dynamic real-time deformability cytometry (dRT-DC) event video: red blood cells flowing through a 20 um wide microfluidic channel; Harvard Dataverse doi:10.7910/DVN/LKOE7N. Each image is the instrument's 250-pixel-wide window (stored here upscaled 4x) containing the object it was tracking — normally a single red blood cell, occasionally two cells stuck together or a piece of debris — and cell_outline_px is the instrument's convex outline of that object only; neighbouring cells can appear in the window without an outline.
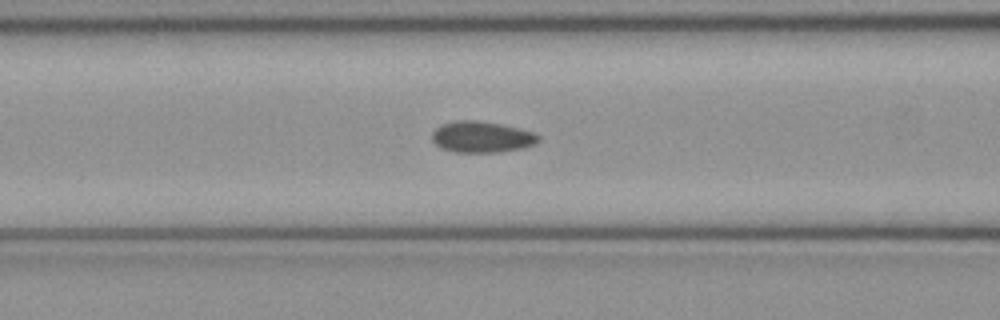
{"species": "common noctule bat (a hibernating species)", "species_latin": "Nyctalus noctula", "temperature_condition": "cold", "stored_images_in_passage": 45, "camera_frame_rate_fps": 3000, "um_per_image_px": 0.085, "animal": {"sex": "female", "body_mass_g": 21.9}, "frame": {"image": 1, "passage_image": 14, "time_ms": 4.333, "image_size_px": [1000, 320], "cell_outline_px": [[540, 140], [536, 144], [524, 148], [500, 152], [452, 152], [440, 148], [432, 140], [432, 132], [440, 124], [456, 120], [476, 120], [500, 124], [520, 128], [536, 132], [540, 136]], "centroid_in_image_um": [40.97, 11.64], "position_along_channel_um": 125.6, "area_um2": 19.71}}
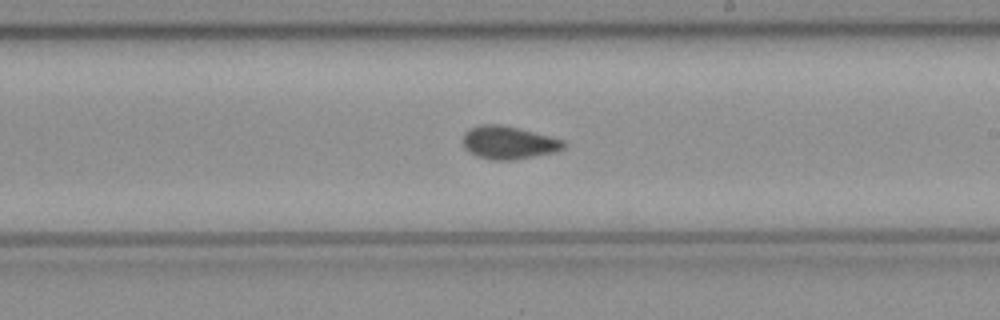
{"frame": {"image": 2, "passage_image": 23, "time_ms": 7.333, "image_size_px": [1000, 320], "cell_outline_px": [[568, 144], [564, 148], [552, 152], [512, 160], [492, 160], [476, 156], [464, 148], [464, 132], [480, 124], [500, 124], [564, 140]], "centroid_in_image_um": [43.21, 12.12], "position_along_channel_um": 245.8, "area_um2": 19.02}}
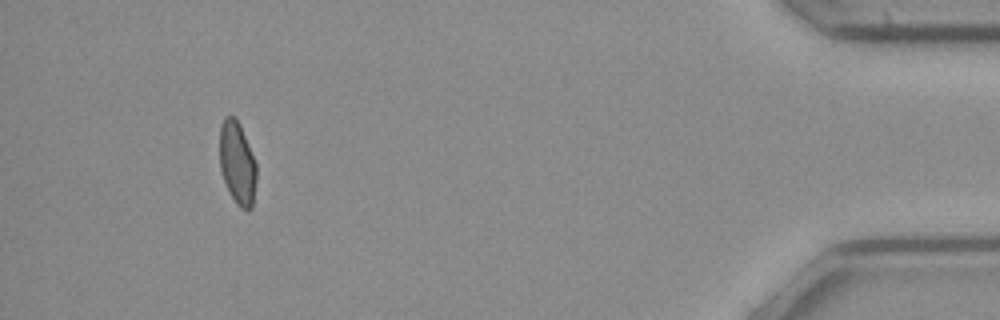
{"frame": {"image": 3, "passage_image": 41, "time_ms": 13.333, "image_size_px": [1000, 320], "cell_outline_px": [[256, 180], [252, 208], [248, 212], [240, 208], [236, 204], [228, 192], [220, 168], [220, 124], [224, 116], [236, 116], [240, 124], [256, 164]], "centroid_in_image_um": [20.16, 13.88], "position_along_channel_um": 415.0, "area_um2": 17.98}, "authors_computed_cell_mechanics": {"area_um2": 18.785, "velocity_mm_per_s": 3.9933, "shape_relaxation_time_tau1_ms": null, "shape_relaxation_time_tau2_ms": 1.6521, "deformation_change_tau1": null, "deformation_change_tau2": 0.0494}}